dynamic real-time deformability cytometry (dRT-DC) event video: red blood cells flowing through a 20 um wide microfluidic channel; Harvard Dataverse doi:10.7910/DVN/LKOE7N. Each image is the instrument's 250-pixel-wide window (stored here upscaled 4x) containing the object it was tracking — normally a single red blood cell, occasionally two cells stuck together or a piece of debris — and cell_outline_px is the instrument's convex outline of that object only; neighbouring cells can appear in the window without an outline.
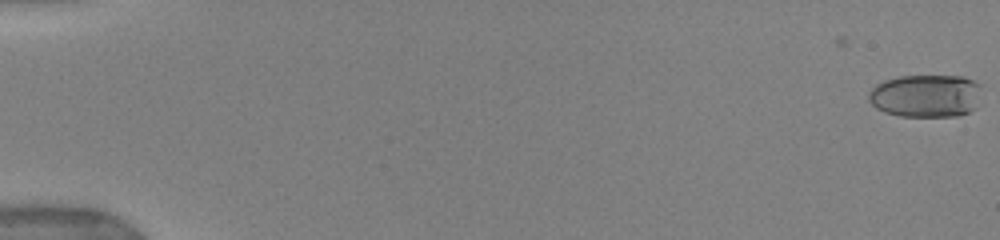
{"species": "human", "species_latin": "Homo sapiens", "temperature_condition": "warm", "stored_images_in_passage": 46, "camera_frame_rate_fps": 3000, "um_per_image_px": 0.085, "donor": {"sex": "female"}, "frame": {"image": 1, "passage_image": 1, "time_ms": 0.0, "image_size_px": [1000, 240], "cell_outline_px": [[980, 84], [976, 108], [968, 112], [956, 116], [900, 116], [884, 112], [876, 108], [868, 100], [868, 92], [876, 84], [884, 80], [900, 76], [964, 76]], "centroid_in_image_um": [78.66, 8.14], "position_along_channel_um": 6.3, "area_um2": 28.26}}
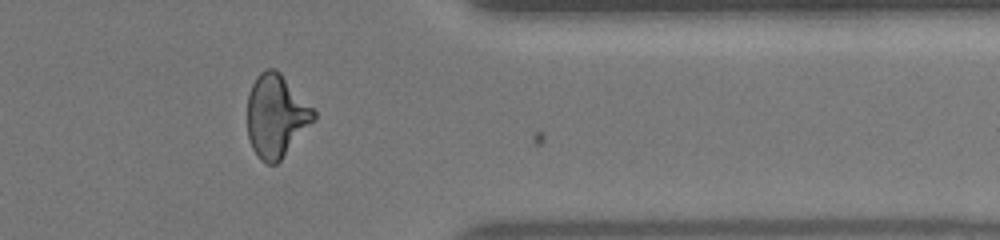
{"frame": {"image": 2, "passage_image": 36, "time_ms": 14.333, "image_size_px": [1000, 240], "cell_outline_px": [[316, 120], [280, 160], [276, 164], [268, 164], [260, 160], [252, 148], [248, 136], [248, 92], [256, 76], [260, 72], [268, 68], [276, 68], [280, 72], [316, 112]], "centroid_in_image_um": [23.47, 9.85], "position_along_channel_um": 387.9, "area_um2": 32.02}}
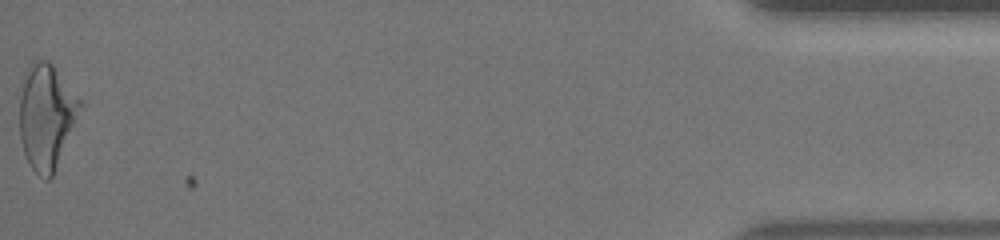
{"frame": {"image": 3, "passage_image": 46, "time_ms": 17.333, "image_size_px": [1000, 240], "cell_outline_px": [[84, 104], [52, 176], [48, 180], [44, 180], [32, 168], [24, 152], [20, 140], [20, 96], [28, 64], [32, 60], [48, 60], [52, 64], [84, 100]], "centroid_in_image_um": [3.97, 9.85], "position_along_channel_um": 431.2, "area_um2": 37.17}, "authors_computed_cell_mechanics": {"area_um2": 31.5299, "velocity_mm_per_s": 3.9824, "shape_relaxation_time_tau1_ms": null, "shape_relaxation_time_tau2_ms": 0.9581, "deformation_change_tau1": null, "deformation_change_tau2": 0.0806}}